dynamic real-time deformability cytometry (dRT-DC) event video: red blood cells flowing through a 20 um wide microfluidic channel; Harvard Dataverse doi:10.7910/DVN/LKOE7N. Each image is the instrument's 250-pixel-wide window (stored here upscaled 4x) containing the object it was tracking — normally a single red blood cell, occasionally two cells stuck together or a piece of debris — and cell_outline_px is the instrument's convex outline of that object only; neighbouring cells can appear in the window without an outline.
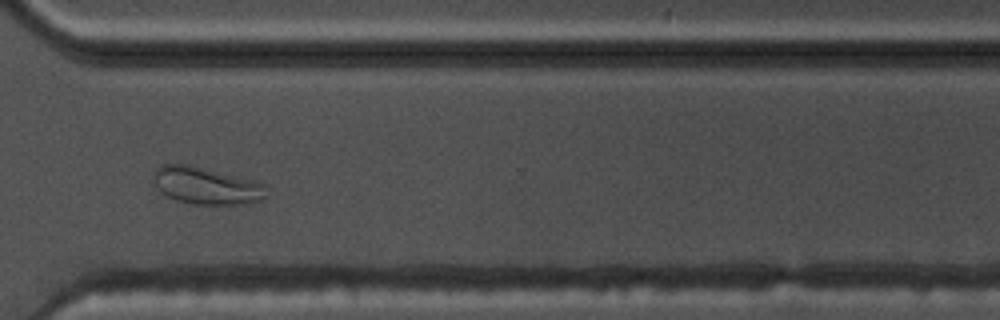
{"species": "common noctule bat (a hibernating species)", "species_latin": "Nyctalus noctula", "temperature_condition": "warm", "stored_images_in_passage": 32, "camera_frame_rate_fps": 3000, "um_per_image_px": 0.085, "animal": {"sex": "male", "body_mass_g": 17.5, "forearm_length_mm": 52.3}, "frame": {"image": 1, "passage_image": 28, "time_ms": 9.0, "image_size_px": [1000, 320], "cell_outline_px": [[268, 196], [264, 200], [240, 204], [196, 204], [176, 200], [160, 192], [152, 176], [152, 172], [160, 164], [188, 164], [256, 180], [264, 184]], "centroid_in_image_um": [17.55, 15.77], "position_along_channel_um": 353.1, "area_um2": 24.68}, "authors_computed_cell_mechanics": {"area_um2": 19.4208, "velocity_mm_per_s": 3.6621, "shape_relaxation_time_tau1_ms": null, "shape_relaxation_time_tau2_ms": 1.1021, "deformation_change_tau1": null, "deformation_change_tau2": 0.0747}}